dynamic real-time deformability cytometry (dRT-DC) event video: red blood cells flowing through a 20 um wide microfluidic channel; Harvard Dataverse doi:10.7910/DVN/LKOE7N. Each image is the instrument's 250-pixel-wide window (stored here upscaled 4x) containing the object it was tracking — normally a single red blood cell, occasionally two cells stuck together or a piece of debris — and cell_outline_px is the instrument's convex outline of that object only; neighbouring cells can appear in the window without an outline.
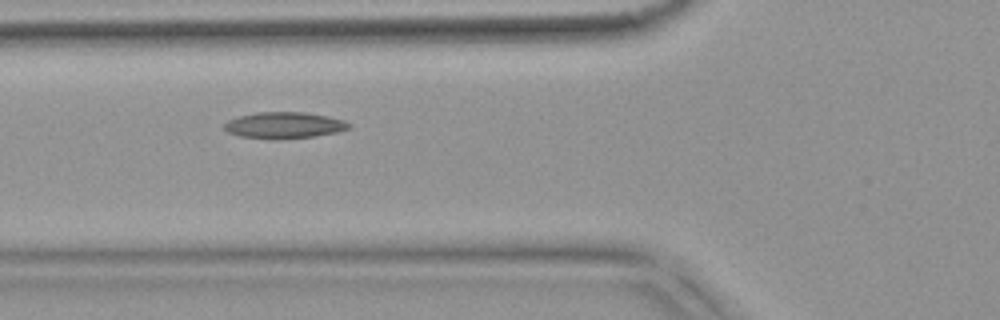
{"species": "common noctule bat (a hibernating species)", "species_latin": "Nyctalus noctula", "temperature_condition": "warm", "stored_images_in_passage": 51, "camera_frame_rate_fps": 3000, "um_per_image_px": 0.085, "animal": {"sex": "female", "body_mass_g": 18.4}, "frame": {"image": 1, "passage_image": 17, "time_ms": 5.333, "image_size_px": [1000, 320], "cell_outline_px": [[352, 128], [336, 132], [312, 136], [276, 140], [240, 136], [228, 132], [224, 128], [224, 124], [228, 120], [240, 116], [256, 112], [304, 112], [328, 116], [344, 120], [352, 124]], "centroid_in_image_um": [24.17, 10.64], "position_along_channel_um": 101.6, "area_um2": 19.19}}
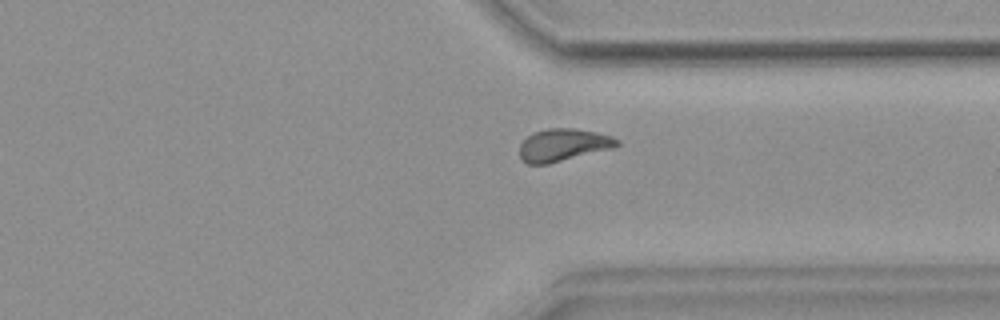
{"frame": {"image": 2, "passage_image": 38, "time_ms": 12.333, "image_size_px": [1000, 320], "cell_outline_px": [[620, 144], [612, 148], [548, 164], [528, 164], [520, 160], [520, 144], [532, 132], [548, 128], [576, 128], [596, 132], [612, 136], [620, 140]], "centroid_in_image_um": [47.86, 12.31], "position_along_channel_um": 363.5, "area_um2": 18.5}}
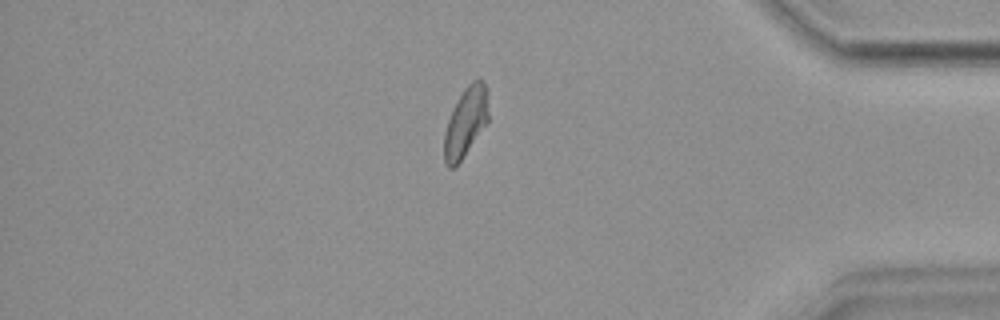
{"frame": {"image": 3, "passage_image": 43, "time_ms": 14.0, "image_size_px": [1000, 320], "cell_outline_px": [[488, 124], [460, 160], [452, 168], [448, 168], [444, 164], [444, 132], [448, 120], [464, 88], [472, 80], [480, 76], [484, 80], [488, 92]], "centroid_in_image_um": [39.62, 10.33], "position_along_channel_um": 395.6, "area_um2": 18.09}, "authors_computed_cell_mechanics": {"area_um2": 18.496, "velocity_mm_per_s": 3.7356, "shape_relaxation_time_tau1_ms": null, "shape_relaxation_time_tau2_ms": 5.5945, "deformation_change_tau1": null, "deformation_change_tau2": 0.1116}}